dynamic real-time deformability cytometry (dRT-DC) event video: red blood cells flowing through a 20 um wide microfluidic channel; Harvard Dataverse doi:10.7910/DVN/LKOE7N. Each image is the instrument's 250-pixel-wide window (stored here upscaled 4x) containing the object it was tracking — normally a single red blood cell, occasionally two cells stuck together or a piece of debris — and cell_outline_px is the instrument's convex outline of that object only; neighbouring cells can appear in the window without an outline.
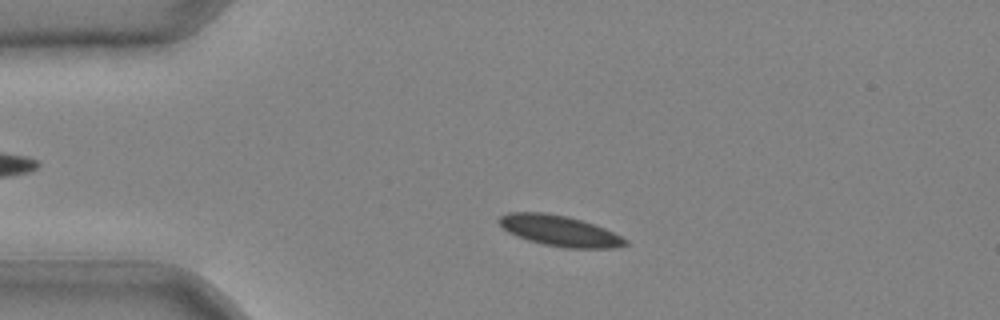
{"species": "common noctule bat (a hibernating species)", "species_latin": "Nyctalus noctula", "temperature_condition": "cold", "stored_images_in_passage": 40, "camera_frame_rate_fps": 3000, "um_per_image_px": 0.085, "animal": {"sex": "male", "body_mass_g": 20.4}, "frame": {"image": 1, "passage_image": 7, "time_ms": 2.0, "image_size_px": [1000, 320], "cell_outline_px": [[628, 244], [616, 248], [564, 248], [544, 244], [528, 240], [508, 232], [496, 220], [500, 216], [508, 212], [544, 212], [568, 216], [604, 228], [628, 240]], "centroid_in_image_um": [47.55, 19.61], "position_along_channel_um": 37.5, "area_um2": 22.48}}
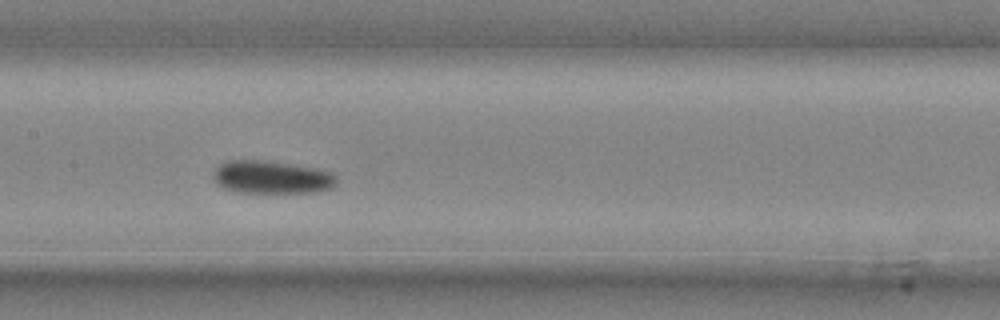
{"frame": {"image": 2, "passage_image": 19, "time_ms": 6.0, "image_size_px": [1000, 320], "cell_outline_px": [[336, 184], [332, 188], [316, 192], [236, 192], [220, 188], [212, 176], [212, 172], [220, 164], [228, 160], [256, 160], [312, 168], [332, 172], [336, 176]], "centroid_in_image_um": [23.03, 15.08], "position_along_channel_um": 184.4, "area_um2": 23.41}}
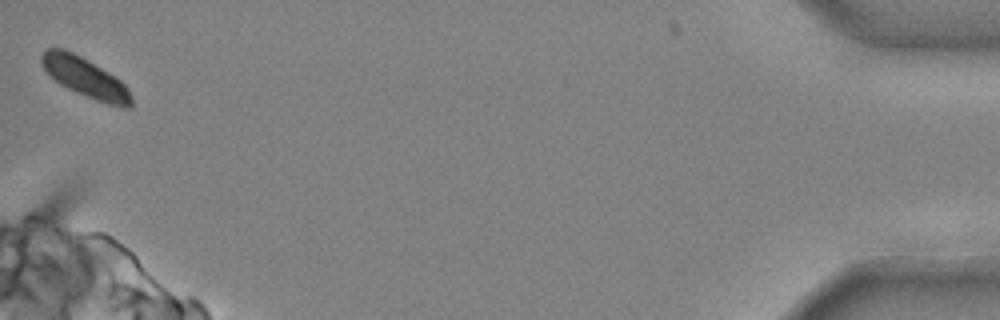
{"frame": {"image": 3, "passage_image": 40, "time_ms": 13.0, "image_size_px": [1000, 320], "cell_outline_px": [[132, 108], [124, 108], [108, 104], [96, 100], [76, 92], [60, 84], [44, 68], [40, 60], [40, 56], [44, 48], [64, 48], [88, 60], [116, 76], [128, 88], [132, 96]], "centroid_in_image_um": [7.27, 6.58], "position_along_channel_um": 427.9, "area_um2": 20.69}}